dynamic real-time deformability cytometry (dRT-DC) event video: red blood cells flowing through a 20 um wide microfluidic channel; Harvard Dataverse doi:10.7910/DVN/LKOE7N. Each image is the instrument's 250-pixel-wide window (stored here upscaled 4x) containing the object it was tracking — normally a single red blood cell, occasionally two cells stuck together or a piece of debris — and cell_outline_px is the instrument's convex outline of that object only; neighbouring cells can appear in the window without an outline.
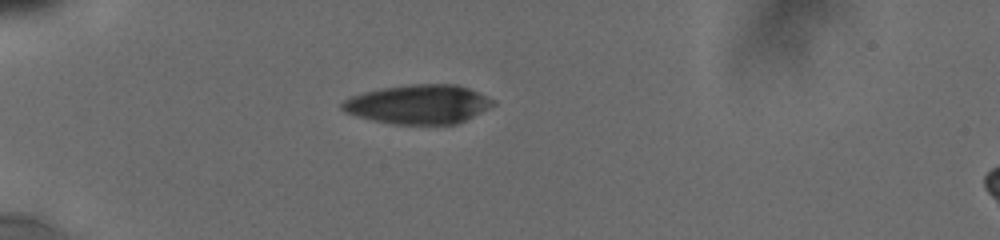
{"species": "human", "species_latin": "Homo sapiens", "temperature_condition": "cold", "stored_images_in_passage": 5, "camera_frame_rate_fps": 3000, "um_per_image_px": 0.085, "donor": {"sex": "male"}, "frame": {"image": 1, "passage_image": 1, "time_ms": 0.0, "image_size_px": [1000, 240], "cell_outline_px": [[496, 104], [456, 124], [392, 124], [372, 120], [356, 116], [344, 112], [340, 108], [340, 104], [344, 100], [352, 96], [364, 92], [380, 88], [412, 84], [456, 84], [468, 88], [496, 100]], "centroid_in_image_um": [35.54, 8.86], "position_along_channel_um": 49.5, "area_um2": 34.39}}